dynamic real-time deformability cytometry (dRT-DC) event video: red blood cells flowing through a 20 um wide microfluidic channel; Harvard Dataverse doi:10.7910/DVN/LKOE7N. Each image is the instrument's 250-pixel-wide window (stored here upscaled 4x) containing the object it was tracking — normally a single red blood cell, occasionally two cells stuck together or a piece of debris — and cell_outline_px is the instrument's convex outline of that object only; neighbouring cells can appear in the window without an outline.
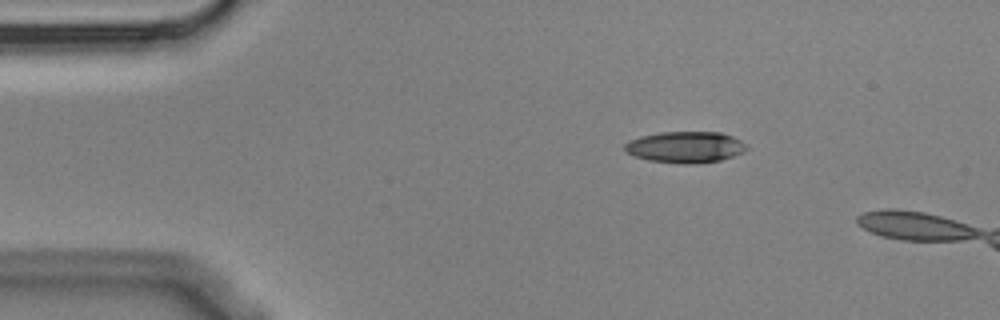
{"species": "Egyptian fruit bat (a non-hibernating species)", "species_latin": "Rousettus aegyptiacus", "temperature_condition": "cold", "stored_images_in_passage": 3, "camera_frame_rate_fps": 3000, "um_per_image_px": 0.085, "animal": {"sex": "male"}, "frame": {"image": 1, "passage_image": 1, "time_ms": 0.0, "image_size_px": [1000, 320], "cell_outline_px": [[748, 148], [744, 152], [720, 160], [696, 164], [680, 164], [648, 160], [636, 156], [628, 152], [624, 148], [624, 144], [628, 140], [640, 136], [660, 132], [720, 132], [732, 136], [748, 144]], "centroid_in_image_um": [58.27, 12.5], "position_along_channel_um": 26.7, "area_um2": 22.37}}